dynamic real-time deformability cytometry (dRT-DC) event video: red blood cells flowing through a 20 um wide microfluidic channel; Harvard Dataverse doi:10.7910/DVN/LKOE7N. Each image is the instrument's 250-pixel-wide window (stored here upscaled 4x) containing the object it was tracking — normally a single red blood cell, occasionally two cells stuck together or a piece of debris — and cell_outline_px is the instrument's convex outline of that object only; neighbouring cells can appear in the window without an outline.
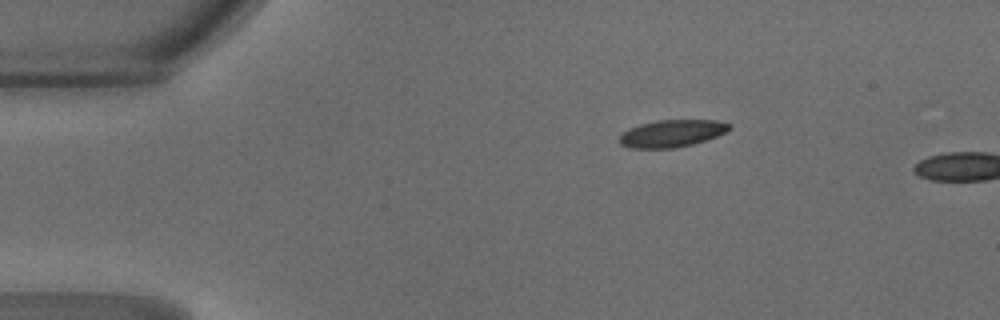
{"species": "common noctule bat (a hibernating species)", "species_latin": "Nyctalus noctula", "temperature_condition": "warm", "stored_images_in_passage": 3, "camera_frame_rate_fps": 3000, "um_per_image_px": 0.085, "animal": {"sex": "male", "body_mass_g": 18.8}, "frame": {"image": 1, "passage_image": 1, "time_ms": 0.0, "image_size_px": [1000, 320], "cell_outline_px": [[732, 128], [716, 136], [692, 144], [672, 148], [628, 148], [620, 144], [616, 140], [624, 132], [640, 124], [656, 120], [716, 120], [732, 124]], "centroid_in_image_um": [57.09, 11.34], "position_along_channel_um": 27.9, "area_um2": 17.34}}